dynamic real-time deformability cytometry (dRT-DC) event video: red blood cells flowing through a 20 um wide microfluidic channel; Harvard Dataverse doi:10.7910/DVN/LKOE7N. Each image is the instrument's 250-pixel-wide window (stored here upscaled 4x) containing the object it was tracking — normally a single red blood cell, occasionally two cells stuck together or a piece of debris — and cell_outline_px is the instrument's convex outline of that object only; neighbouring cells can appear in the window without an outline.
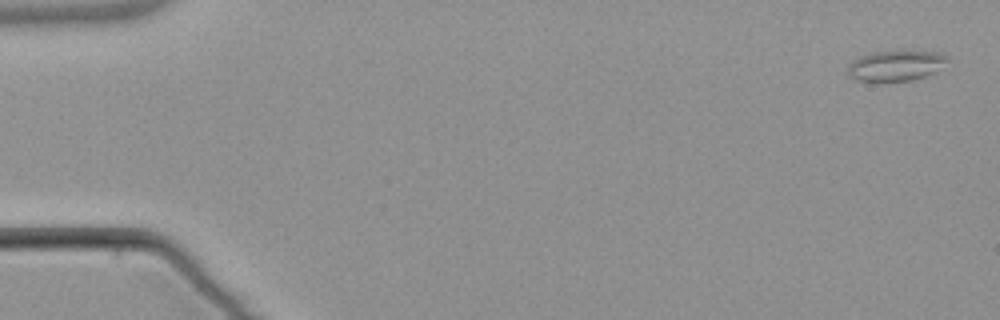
{"species": "common noctule bat (a hibernating species)", "species_latin": "Nyctalus noctula", "temperature_condition": "warm", "stored_images_in_passage": 5, "camera_frame_rate_fps": 3000, "um_per_image_px": 0.085, "animal": {"sex": "male", "body_mass_g": 21.5, "forearm_length_mm": 52.0}, "frame": {"image": 1, "passage_image": 1, "time_ms": 0.0, "image_size_px": [1000, 320], "cell_outline_px": [[948, 60], [936, 72], [912, 80], [884, 84], [856, 80], [848, 76], [848, 64], [860, 56], [872, 52], [940, 52], [948, 56]], "centroid_in_image_um": [76.1, 5.64], "position_along_channel_um": 8.9, "area_um2": 18.03}}
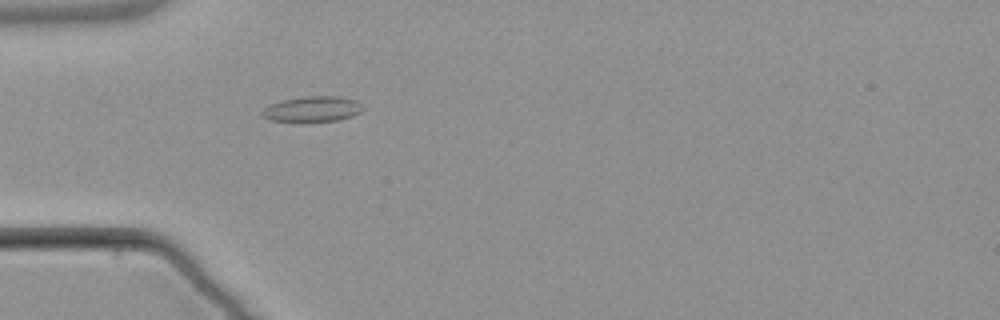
{"frame": {"image": 2, "passage_image": 5, "time_ms": 5.0, "image_size_px": [1000, 320], "cell_outline_px": [[364, 108], [360, 112], [352, 116], [336, 120], [268, 120], [260, 116], [260, 112], [264, 108], [272, 104], [284, 100], [304, 96], [340, 96], [356, 100]], "centroid_in_image_um": [26.56, 9.24], "position_along_channel_um": 58.4, "area_um2": 14.57}}